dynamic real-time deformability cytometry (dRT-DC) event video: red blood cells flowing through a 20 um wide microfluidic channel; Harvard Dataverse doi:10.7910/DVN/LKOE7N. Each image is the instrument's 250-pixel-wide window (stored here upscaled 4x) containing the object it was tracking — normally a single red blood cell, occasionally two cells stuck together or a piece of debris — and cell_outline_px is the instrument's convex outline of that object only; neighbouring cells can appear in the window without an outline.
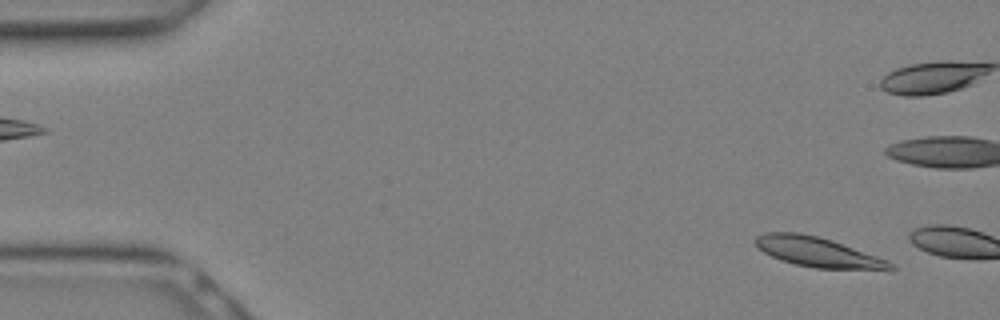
{"species": "Egyptian fruit bat (a non-hibernating species)", "species_latin": "Rousettus aegyptiacus", "temperature_condition": "warm", "stored_images_in_passage": 3, "camera_frame_rate_fps": 3000, "um_per_image_px": 0.085, "animal": {"sex": "female"}, "frame": {"image": 1, "passage_image": 1, "time_ms": 0.0, "image_size_px": [1000, 320], "cell_outline_px": [[896, 268], [892, 272], [816, 268], [796, 264], [780, 260], [756, 248], [752, 240], [756, 236], [764, 232], [800, 232], [820, 236], [832, 240], [888, 260]], "centroid_in_image_um": [69.57, 21.45], "position_along_channel_um": 15.4, "area_um2": 24.28}}